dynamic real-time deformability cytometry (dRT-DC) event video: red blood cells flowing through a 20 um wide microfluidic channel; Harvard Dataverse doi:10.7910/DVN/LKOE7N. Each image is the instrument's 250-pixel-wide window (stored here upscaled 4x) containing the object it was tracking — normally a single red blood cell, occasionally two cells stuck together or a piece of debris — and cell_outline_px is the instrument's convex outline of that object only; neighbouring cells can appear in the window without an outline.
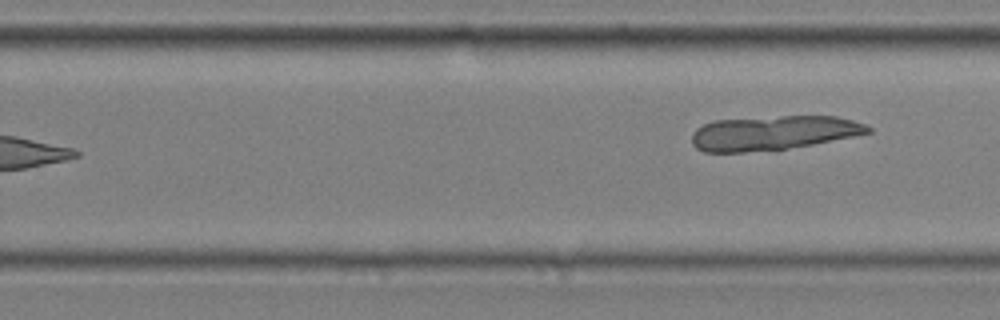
{"species": "common noctule bat (a hibernating species)", "species_latin": "Nyctalus noctula", "temperature_condition": "cold", "stored_images_in_passage": 10, "camera_frame_rate_fps": 3000, "um_per_image_px": 0.085, "animal": {"sex": "male", "body_mass_g": 20.4}, "frame": {"image": 1, "passage_image": 10, "time_ms": 3.0, "image_size_px": [1000, 320], "cell_outline_px": [[872, 132], [812, 144], [788, 148], [744, 152], [704, 152], [696, 148], [692, 144], [692, 132], [696, 128], [704, 124], [716, 120], [784, 116], [836, 116], [852, 120], [864, 124], [872, 128]], "centroid_in_image_um": [65.69, 11.29], "position_along_channel_um": 264.1, "area_um2": 34.97}}